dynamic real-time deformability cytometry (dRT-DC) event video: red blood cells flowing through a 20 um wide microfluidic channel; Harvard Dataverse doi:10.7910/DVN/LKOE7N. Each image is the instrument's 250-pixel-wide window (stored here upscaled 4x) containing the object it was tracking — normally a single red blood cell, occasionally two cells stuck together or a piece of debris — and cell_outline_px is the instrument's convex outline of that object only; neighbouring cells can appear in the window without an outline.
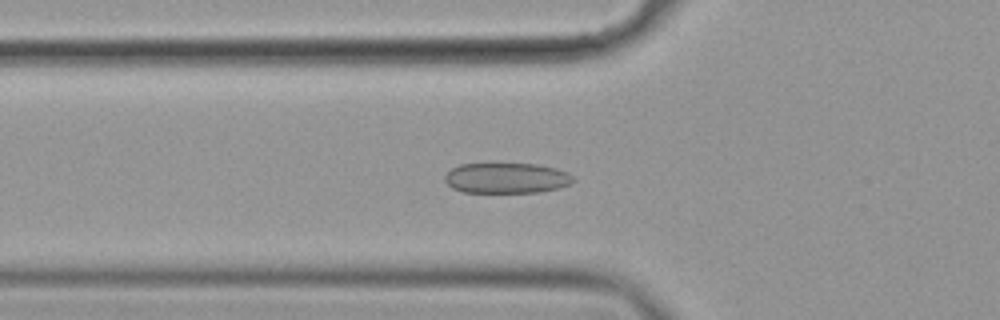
{"species": "common noctule bat (a hibernating species)", "species_latin": "Nyctalus noctula", "temperature_condition": "cold", "stored_images_in_passage": 38, "camera_frame_rate_fps": 3000, "um_per_image_px": 0.085, "animal": {"sex": "female", "body_mass_g": 19.9}, "frame": {"image": 1, "passage_image": 5, "time_ms": 1.333, "image_size_px": [1000, 320], "cell_outline_px": [[576, 180], [572, 184], [560, 188], [540, 192], [464, 192], [452, 188], [444, 180], [444, 176], [452, 168], [460, 164], [536, 164], [556, 168], [568, 172]], "centroid_in_image_um": [43.09, 15.14], "position_along_channel_um": 82.7, "area_um2": 22.89}}
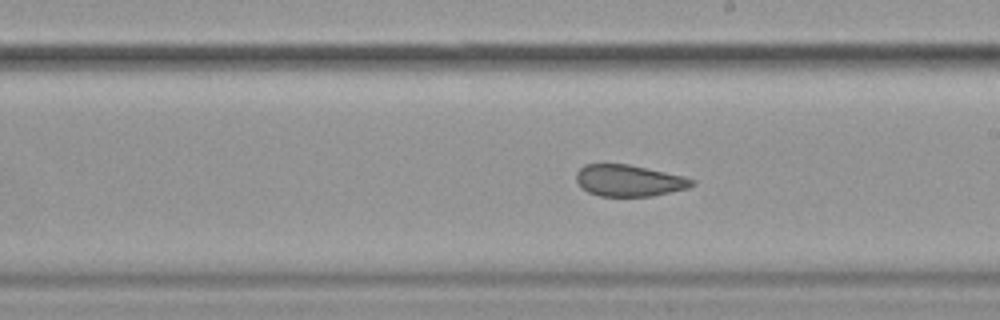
{"frame": {"image": 2, "passage_image": 18, "time_ms": 5.667, "image_size_px": [1000, 320], "cell_outline_px": [[696, 184], [688, 188], [652, 196], [600, 196], [588, 192], [576, 180], [576, 172], [584, 164], [628, 164], [684, 176], [696, 180]], "centroid_in_image_um": [53.49, 15.35], "position_along_channel_um": 235.5, "area_um2": 21.21}}
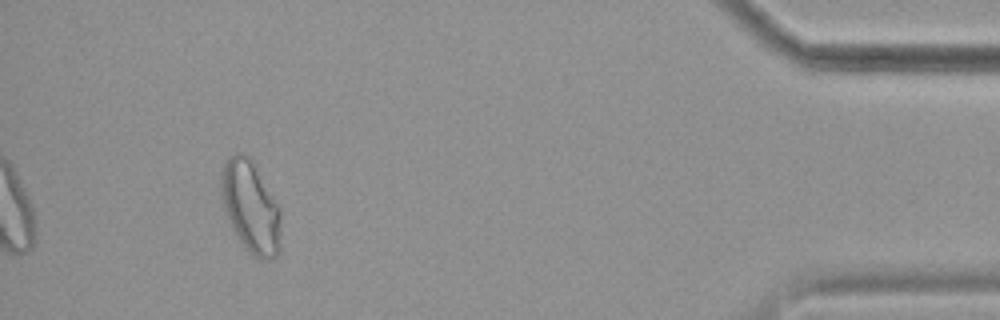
{"frame": {"image": 3, "passage_image": 38, "time_ms": 12.333, "image_size_px": [1000, 320], "cell_outline_px": [[280, 252], [276, 256], [264, 260], [260, 260], [244, 248], [236, 236], [224, 212], [220, 196], [220, 172], [224, 160], [228, 156], [236, 152], [240, 152], [252, 156], [280, 204]], "centroid_in_image_um": [21.29, 17.51], "position_along_channel_um": 413.9, "area_um2": 33.47}, "authors_computed_cell_mechanics": {"area_um2": 22.3397, "velocity_mm_per_s": 3.5312, "shape_relaxation_time_tau1_ms": 8.5749, "shape_relaxation_time_tau2_ms": 1.8415, "deformation_change_tau1": 0.1343, "deformation_change_tau2": 0.0832}}